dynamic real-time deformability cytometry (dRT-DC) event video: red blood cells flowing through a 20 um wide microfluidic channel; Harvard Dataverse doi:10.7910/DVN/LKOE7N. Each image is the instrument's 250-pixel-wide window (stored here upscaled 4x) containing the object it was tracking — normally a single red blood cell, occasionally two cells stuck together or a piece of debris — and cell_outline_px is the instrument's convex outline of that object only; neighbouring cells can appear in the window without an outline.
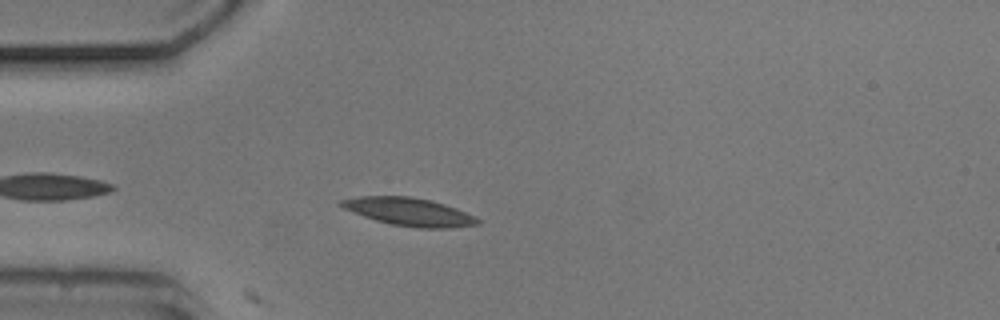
{"species": "common noctule bat (a hibernating species)", "species_latin": "Nyctalus noctula", "temperature_condition": "cold", "stored_images_in_passage": 15, "camera_frame_rate_fps": 3000, "um_per_image_px": 0.085, "animal": {"sex": "male", "body_mass_g": 20.5, "forearm_length_mm": 52.5}, "frame": {"image": 1, "passage_image": 5, "time_ms": 1.333, "image_size_px": [1000, 320], "cell_outline_px": [[480, 224], [452, 228], [416, 228], [388, 224], [364, 216], [344, 208], [340, 204], [340, 200], [360, 196], [408, 196], [432, 200], [456, 208], [476, 216], [480, 220]], "centroid_in_image_um": [34.83, 18.01], "position_along_channel_um": 50.2, "area_um2": 22.25}}